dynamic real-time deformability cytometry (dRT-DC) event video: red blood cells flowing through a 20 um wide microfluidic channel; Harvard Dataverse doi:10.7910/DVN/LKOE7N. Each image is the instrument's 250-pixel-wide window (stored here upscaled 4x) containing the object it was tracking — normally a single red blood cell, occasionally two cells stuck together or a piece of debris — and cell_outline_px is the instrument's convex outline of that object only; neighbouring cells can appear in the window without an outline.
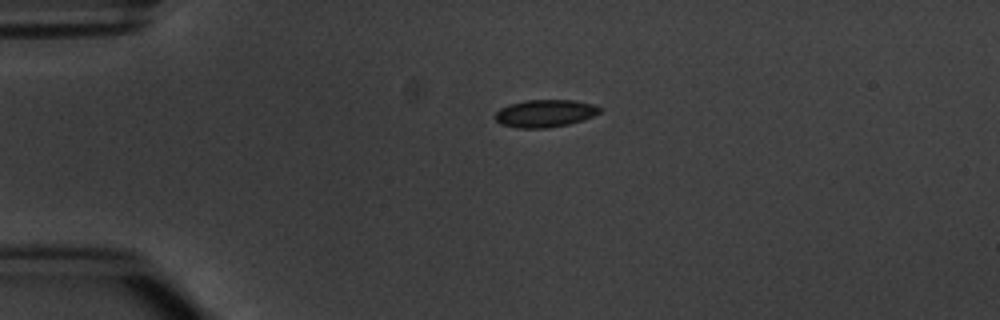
{"species": "common noctule bat (a hibernating species)", "species_latin": "Nyctalus noctula", "temperature_condition": "warm", "stored_images_in_passage": 2, "camera_frame_rate_fps": 3000, "um_per_image_px": 0.085, "animal": {"sex": "male", "body_mass_g": 20.1, "forearm_length_mm": 53.5}, "frame": {"image": 1, "passage_image": 1, "time_ms": 0.0, "image_size_px": [1000, 320], "cell_outline_px": [[604, 108], [600, 112], [592, 116], [568, 124], [548, 128], [516, 128], [500, 124], [492, 116], [500, 108], [508, 104], [524, 100], [572, 100], [596, 104]], "centroid_in_image_um": [46.3, 9.63], "position_along_channel_um": 38.7, "area_um2": 16.99}}